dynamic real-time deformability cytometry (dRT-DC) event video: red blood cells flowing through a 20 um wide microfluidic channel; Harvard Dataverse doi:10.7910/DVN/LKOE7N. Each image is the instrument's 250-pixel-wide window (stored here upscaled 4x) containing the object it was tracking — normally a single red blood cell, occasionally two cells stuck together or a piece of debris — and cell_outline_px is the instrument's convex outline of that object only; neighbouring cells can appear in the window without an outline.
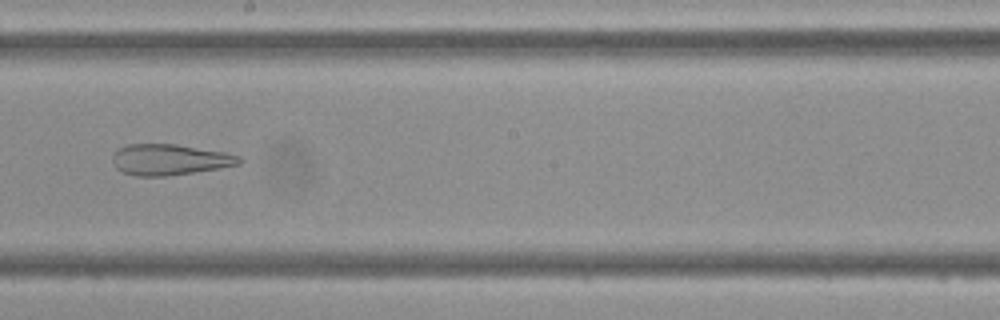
{"species": "Egyptian fruit bat (a non-hibernating species)", "species_latin": "Rousettus aegyptiacus", "temperature_condition": "cold", "stored_images_in_passage": 45, "camera_frame_rate_fps": 3000, "um_per_image_px": 0.085, "frame": {"image": 1, "passage_image": 24, "time_ms": 7.667, "image_size_px": [1000, 320], "cell_outline_px": [[244, 160], [240, 164], [168, 176], [136, 176], [124, 172], [116, 168], [112, 164], [112, 156], [120, 148], [128, 144], [176, 144], [224, 152], [240, 156]], "centroid_in_image_um": [14.41, 13.56], "position_along_channel_um": 233.8, "area_um2": 22.66}}
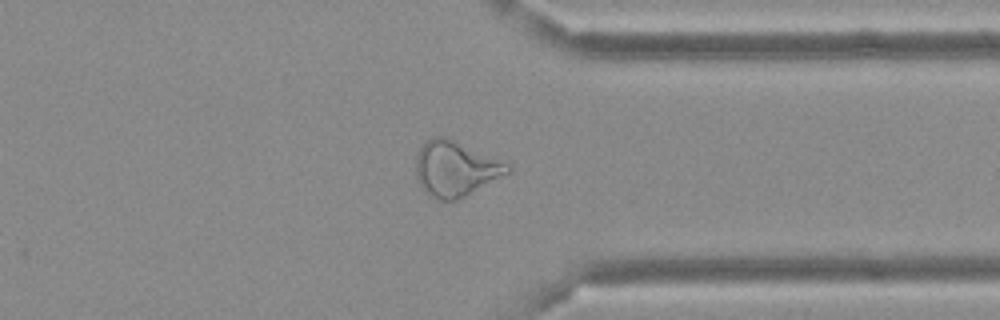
{"frame": {"image": 2, "passage_image": 34, "time_ms": 11.0, "image_size_px": [1000, 320], "cell_outline_px": [[512, 172], [456, 200], [440, 200], [428, 196], [420, 184], [416, 172], [416, 156], [420, 148], [432, 136], [444, 136], [508, 164], [512, 168]], "centroid_in_image_um": [38.7, 14.35], "position_along_channel_um": 372.7, "area_um2": 29.02}}
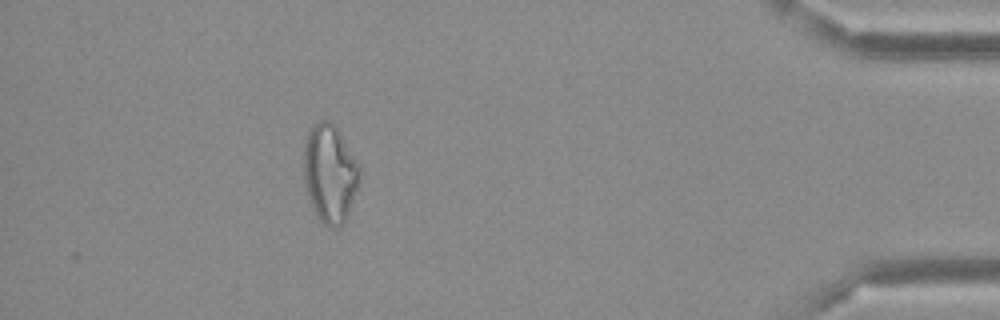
{"frame": {"image": 3, "passage_image": 40, "time_ms": 13.0, "image_size_px": [1000, 320], "cell_outline_px": [[360, 180], [348, 212], [344, 220], [336, 228], [328, 228], [320, 220], [308, 196], [304, 184], [304, 140], [312, 124], [320, 120], [328, 120], [340, 132], [360, 164]], "centroid_in_image_um": [28.03, 14.7], "position_along_channel_um": 407.2, "area_um2": 31.91}}